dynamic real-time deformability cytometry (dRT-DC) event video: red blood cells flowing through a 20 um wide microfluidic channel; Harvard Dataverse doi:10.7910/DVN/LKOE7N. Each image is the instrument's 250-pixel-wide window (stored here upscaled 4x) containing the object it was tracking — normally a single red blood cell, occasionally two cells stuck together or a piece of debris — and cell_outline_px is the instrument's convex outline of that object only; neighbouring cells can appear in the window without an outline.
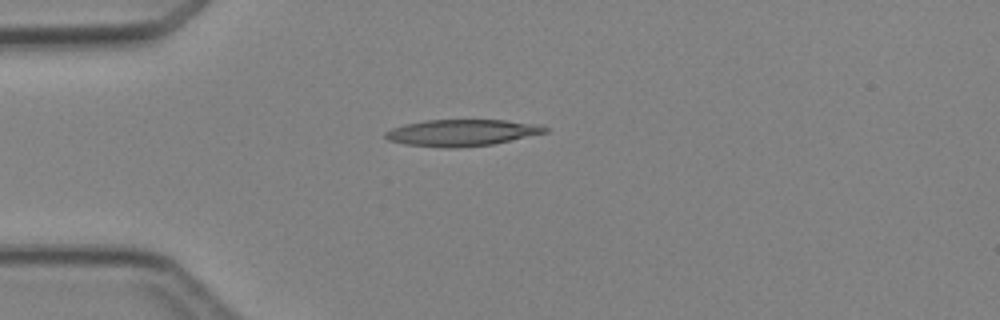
{"species": "Egyptian fruit bat (a non-hibernating species)", "species_latin": "Rousettus aegyptiacus", "temperature_condition": "cold", "stored_images_in_passage": 1, "camera_frame_rate_fps": 3000, "um_per_image_px": 0.085, "animal": {"sex": "female"}, "frame": {"image": 1, "passage_image": 1, "time_ms": 0.0, "image_size_px": [1000, 320], "cell_outline_px": [[548, 132], [492, 144], [460, 148], [444, 148], [404, 144], [388, 140], [384, 136], [384, 132], [392, 128], [404, 124], [428, 120], [504, 120], [528, 124], [548, 128]], "centroid_in_image_um": [39.16, 11.29], "position_along_channel_um": 45.8, "area_um2": 24.45}}